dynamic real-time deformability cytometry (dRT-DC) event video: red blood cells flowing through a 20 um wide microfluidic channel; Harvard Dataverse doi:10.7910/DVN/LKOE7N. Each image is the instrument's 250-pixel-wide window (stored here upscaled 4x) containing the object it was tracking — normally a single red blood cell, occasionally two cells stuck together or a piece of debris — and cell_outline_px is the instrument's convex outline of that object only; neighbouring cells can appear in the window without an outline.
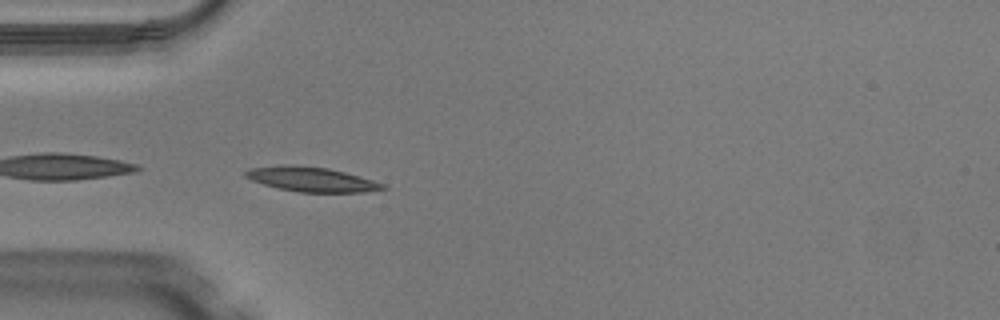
{"species": "Egyptian fruit bat (a non-hibernating species)", "species_latin": "Rousettus aegyptiacus", "temperature_condition": "warm", "stored_images_in_passage": 35, "camera_frame_rate_fps": 3000, "um_per_image_px": 0.085, "animal": {"sex": "male"}, "frame": {"image": 1, "passage_image": 1, "time_ms": 0.0, "image_size_px": [1000, 320], "cell_outline_px": [[388, 188], [364, 192], [300, 192], [280, 188], [264, 184], [252, 180], [244, 176], [244, 172], [252, 168], [280, 164], [292, 164], [328, 168], [344, 172], [372, 180], [384, 184]], "centroid_in_image_um": [26.46, 15.23], "position_along_channel_um": 58.5, "area_um2": 19.54}}
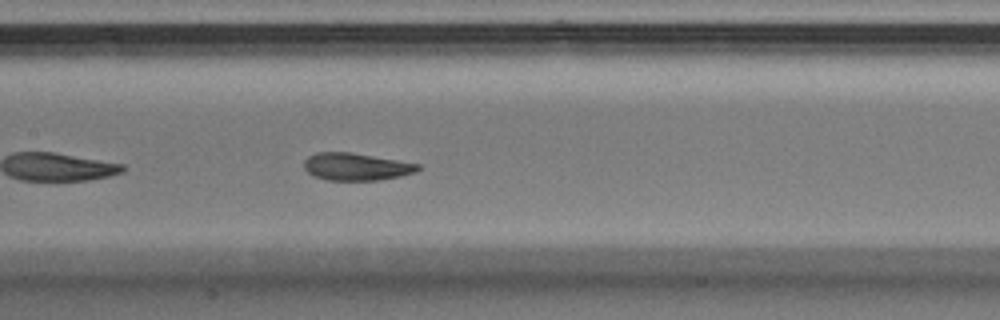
{"frame": {"image": 2, "passage_image": 10, "time_ms": 3.0, "image_size_px": [1000, 320], "cell_outline_px": [[420, 168], [416, 172], [400, 176], [380, 180], [328, 180], [312, 176], [304, 168], [304, 160], [308, 156], [316, 152], [352, 152], [420, 164]], "centroid_in_image_um": [30.25, 14.16], "position_along_channel_um": 177.1, "area_um2": 18.26}}
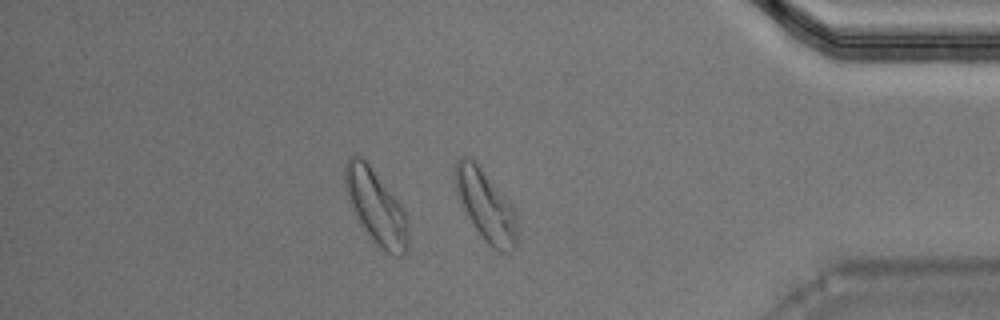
{"frame": {"image": 3, "passage_image": 28, "time_ms": 9.0, "image_size_px": [1000, 320], "cell_outline_px": [[516, 244], [512, 252], [500, 252], [492, 248], [484, 240], [468, 216], [464, 208], [456, 188], [452, 176], [456, 160], [460, 156], [468, 156], [480, 168], [516, 208]], "centroid_in_image_um": [41.29, 17.47], "position_along_channel_um": 393.9, "area_um2": 25.37}, "authors_computed_cell_mechanics": {"area_um2": 19.3052, "velocity_mm_per_s": 4.055, "shape_relaxation_time_tau1_ms": 2.1049, "shape_relaxation_time_tau2_ms": 1.0528, "deformation_change_tau1": 0.1368, "deformation_change_tau2": 0.0693}}